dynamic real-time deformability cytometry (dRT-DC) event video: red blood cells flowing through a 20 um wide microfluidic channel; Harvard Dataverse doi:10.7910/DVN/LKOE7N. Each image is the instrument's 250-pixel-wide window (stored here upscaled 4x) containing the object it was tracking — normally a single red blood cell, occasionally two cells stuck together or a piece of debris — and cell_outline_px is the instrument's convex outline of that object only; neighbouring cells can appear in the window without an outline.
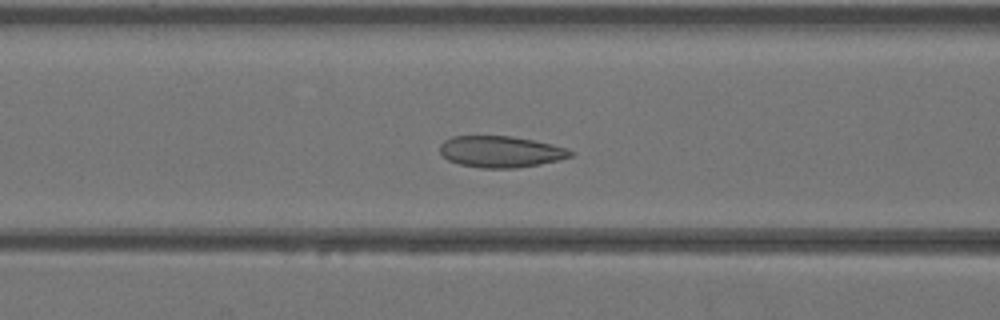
{"species": "Egyptian fruit bat (a non-hibernating species)", "species_latin": "Rousettus aegyptiacus", "temperature_condition": "warm", "stored_images_in_passage": 43, "camera_frame_rate_fps": 3000, "um_per_image_px": 0.085, "animal": {"sex": "female"}, "frame": {"image": 1, "passage_image": 18, "time_ms": 5.667, "image_size_px": [1000, 320], "cell_outline_px": [[572, 156], [560, 160], [540, 164], [516, 168], [480, 168], [460, 164], [448, 160], [440, 152], [440, 144], [444, 140], [452, 136], [512, 136], [552, 144], [568, 148], [572, 152]], "centroid_in_image_um": [42.56, 12.89], "position_along_channel_um": 124.0, "area_um2": 23.93}}
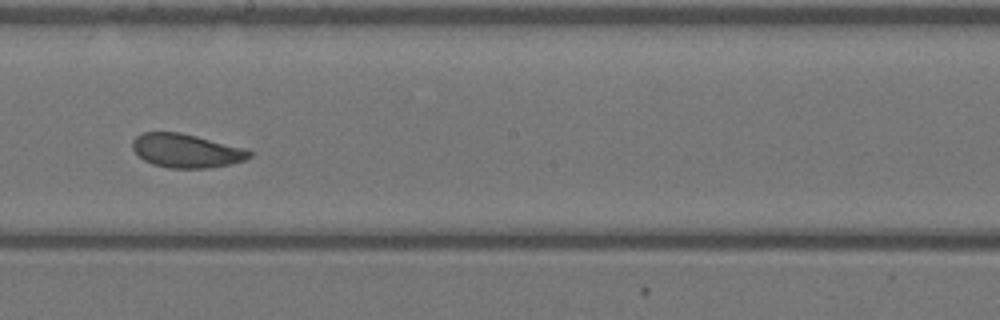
{"frame": {"image": 2, "passage_image": 25, "time_ms": 8.0, "image_size_px": [1000, 320], "cell_outline_px": [[252, 156], [244, 160], [232, 164], [208, 168], [168, 168], [152, 164], [144, 160], [132, 148], [132, 140], [136, 136], [144, 132], [180, 132], [244, 148], [252, 152]], "centroid_in_image_um": [15.83, 12.82], "position_along_channel_um": 232.4, "area_um2": 22.95}}
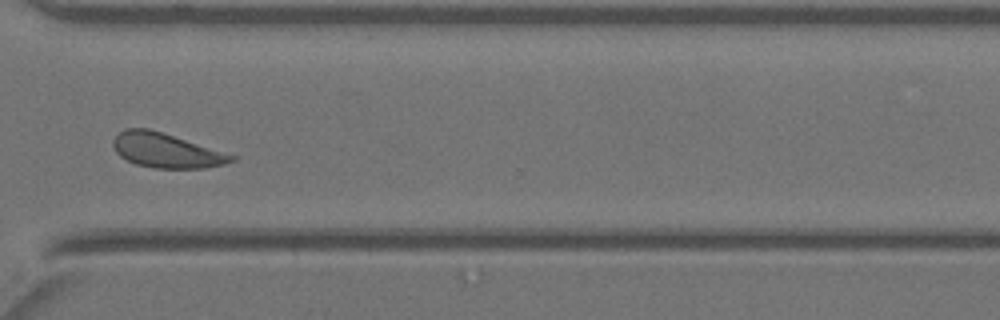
{"frame": {"image": 3, "passage_image": 33, "time_ms": 10.667, "image_size_px": [1000, 320], "cell_outline_px": [[236, 160], [224, 164], [204, 168], [156, 168], [136, 164], [120, 156], [116, 152], [112, 144], [112, 140], [124, 128], [148, 128], [236, 156]], "centroid_in_image_um": [14.09, 12.79], "position_along_channel_um": 356.5, "area_um2": 23.41}}